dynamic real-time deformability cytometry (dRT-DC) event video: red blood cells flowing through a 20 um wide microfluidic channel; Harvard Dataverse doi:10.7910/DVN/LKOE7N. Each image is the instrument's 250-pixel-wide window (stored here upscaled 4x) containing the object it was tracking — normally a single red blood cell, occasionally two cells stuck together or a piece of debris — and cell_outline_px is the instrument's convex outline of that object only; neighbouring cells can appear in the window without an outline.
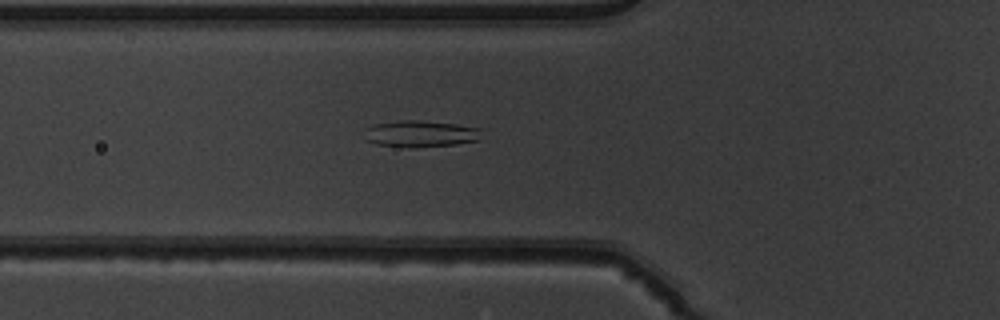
{"species": "common noctule bat (a hibernating species)", "species_latin": "Nyctalus noctula", "temperature_condition": "warm", "stored_images_in_passage": 48, "camera_frame_rate_fps": 3000, "um_per_image_px": 0.085, "animal": {"sex": "male", "body_mass_g": 19.5, "forearm_length_mm": 54.6}, "frame": {"image": 1, "passage_image": 15, "time_ms": 4.667, "image_size_px": [1000, 320], "cell_outline_px": [[480, 128], [476, 140], [456, 144], [416, 148], [412, 148], [376, 144], [364, 140], [364, 128], [376, 124], [404, 120], [416, 120], [456, 124]], "centroid_in_image_um": [35.65, 11.38], "position_along_channel_um": 90.2, "area_um2": 18.03}}
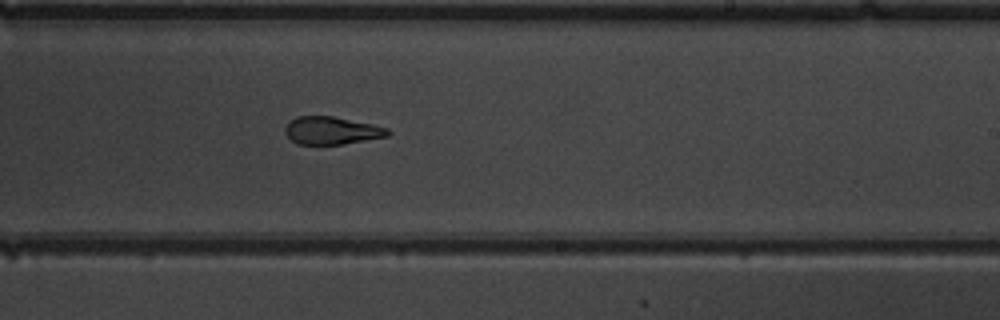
{"frame": {"image": 2, "passage_image": 28, "time_ms": 9.0, "image_size_px": [1000, 320], "cell_outline_px": [[392, 132], [388, 136], [344, 144], [300, 144], [292, 140], [284, 132], [284, 128], [296, 116], [332, 116], [372, 124], [388, 128]], "centroid_in_image_um": [28.22, 11.09], "position_along_channel_um": 260.8, "area_um2": 16.47}}
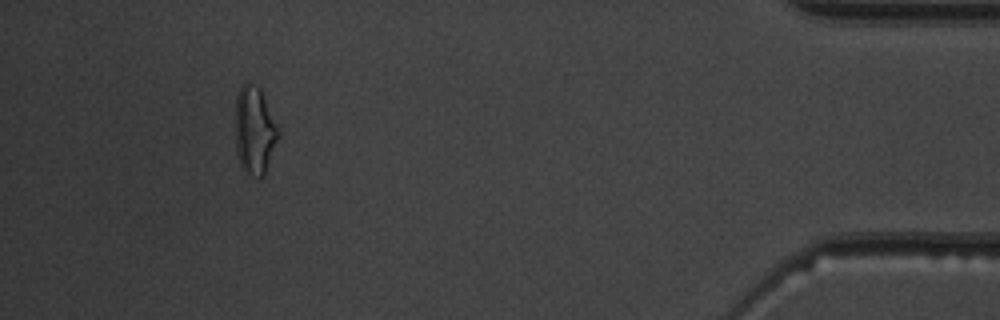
{"frame": {"image": 3, "passage_image": 44, "time_ms": 14.333, "image_size_px": [1000, 320], "cell_outline_px": [[280, 136], [264, 176], [252, 176], [240, 164], [236, 152], [236, 96], [240, 84], [244, 80], [248, 80], [260, 88], [280, 128]], "centroid_in_image_um": [21.66, 11.01], "position_along_channel_um": 413.5, "area_um2": 22.43}, "authors_computed_cell_mechanics": {"area_um2": 18.6983, "velocity_mm_per_s": 3.9374, "shape_relaxation_time_tau1_ms": null, "shape_relaxation_time_tau2_ms": 2.0945, "deformation_change_tau1": null, "deformation_change_tau2": 0.1003}}